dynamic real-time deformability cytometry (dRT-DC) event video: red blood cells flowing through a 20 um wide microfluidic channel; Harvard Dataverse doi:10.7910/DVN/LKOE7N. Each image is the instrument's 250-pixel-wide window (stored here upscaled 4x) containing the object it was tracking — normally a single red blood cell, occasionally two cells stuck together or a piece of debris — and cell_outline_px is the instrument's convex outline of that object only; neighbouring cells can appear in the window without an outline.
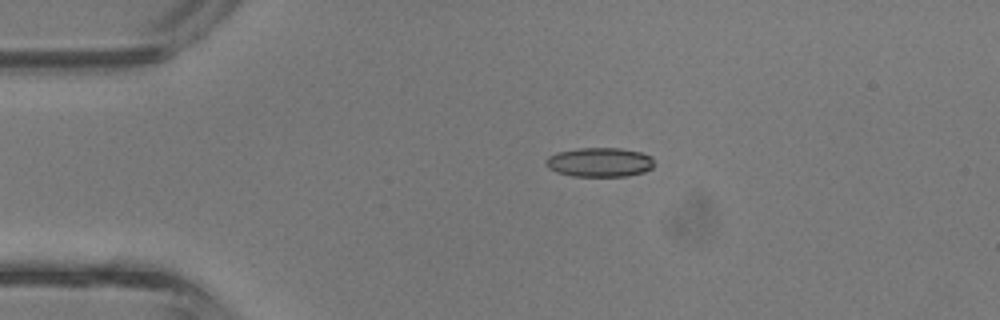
{"species": "common noctule bat (a hibernating species)", "species_latin": "Nyctalus noctula", "temperature_condition": "room temperature", "stored_images_in_passage": 5, "camera_frame_rate_fps": 3000, "um_per_image_px": 0.085, "animal": {"sex": "male", "body_mass_g": 13.3}, "frame": {"image": 1, "passage_image": 3, "time_ms": 0.667, "image_size_px": [1000, 320], "cell_outline_px": [[652, 168], [644, 172], [628, 176], [572, 176], [556, 172], [548, 168], [544, 164], [544, 160], [548, 156], [560, 152], [580, 148], [620, 148], [640, 152], [652, 156]], "centroid_in_image_um": [50.94, 13.79], "position_along_channel_um": 34.1, "area_um2": 18.5}}
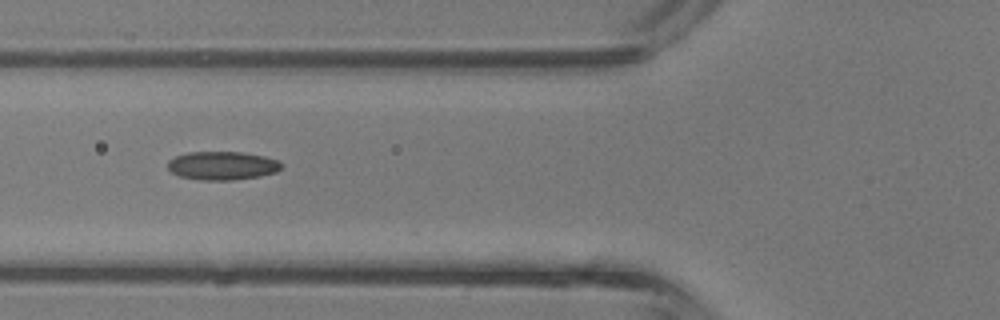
{"frame": {"image": 2, "passage_image": 5, "time_ms": 1.333, "image_size_px": [1000, 320], "cell_outline_px": [[280, 168], [276, 172], [260, 176], [232, 180], [200, 180], [180, 176], [172, 172], [168, 168], [168, 160], [176, 156], [188, 152], [240, 152], [264, 156], [280, 160]], "centroid_in_image_um": [18.89, 14.08], "position_along_channel_um": 106.9, "area_um2": 18.79}}